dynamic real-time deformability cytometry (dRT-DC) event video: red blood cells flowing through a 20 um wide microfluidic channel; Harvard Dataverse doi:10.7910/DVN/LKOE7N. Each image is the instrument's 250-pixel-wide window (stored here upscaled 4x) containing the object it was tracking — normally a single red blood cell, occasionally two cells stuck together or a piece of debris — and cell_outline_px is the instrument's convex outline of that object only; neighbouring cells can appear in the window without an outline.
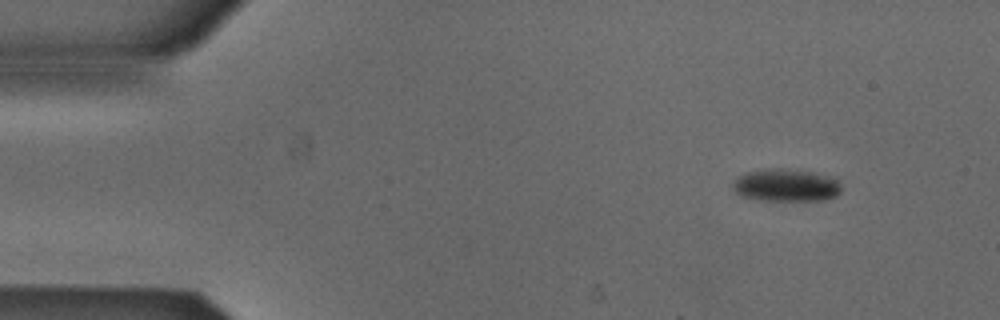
{"species": "Egyptian fruit bat (a non-hibernating species)", "species_latin": "Rousettus aegyptiacus", "temperature_condition": "cold", "stored_images_in_passage": 5, "camera_frame_rate_fps": 3000, "um_per_image_px": 0.085, "animal": {"sex": "male"}, "frame": {"image": 1, "passage_image": 1, "time_ms": 0.0, "image_size_px": [1000, 320], "cell_outline_px": [[840, 192], [836, 196], [820, 200], [764, 200], [744, 196], [736, 192], [732, 184], [736, 176], [748, 172], [764, 168], [780, 168], [812, 172], [832, 176], [840, 184]], "centroid_in_image_um": [66.81, 15.73], "position_along_channel_um": 18.2, "area_um2": 20.46}}
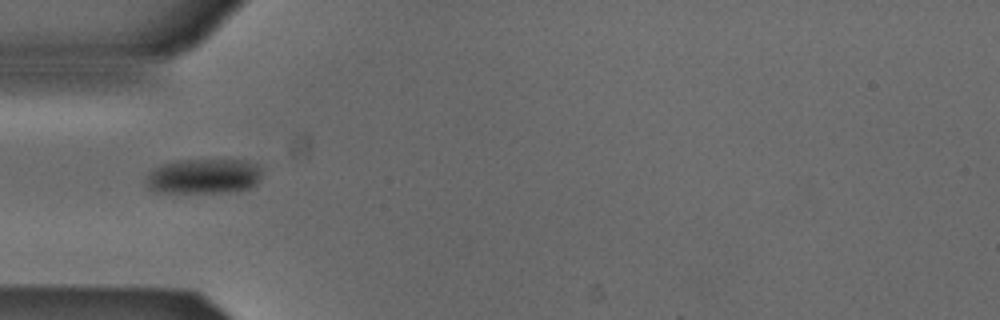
{"frame": {"image": 2, "passage_image": 4, "time_ms": 1.0, "image_size_px": [1000, 320], "cell_outline_px": [[260, 176], [256, 184], [248, 188], [220, 192], [156, 192], [148, 188], [144, 180], [148, 172], [152, 168], [160, 164], [176, 160], [248, 160], [256, 164], [260, 168]], "centroid_in_image_um": [17.23, 14.96], "position_along_channel_um": 67.8, "area_um2": 23.76}}
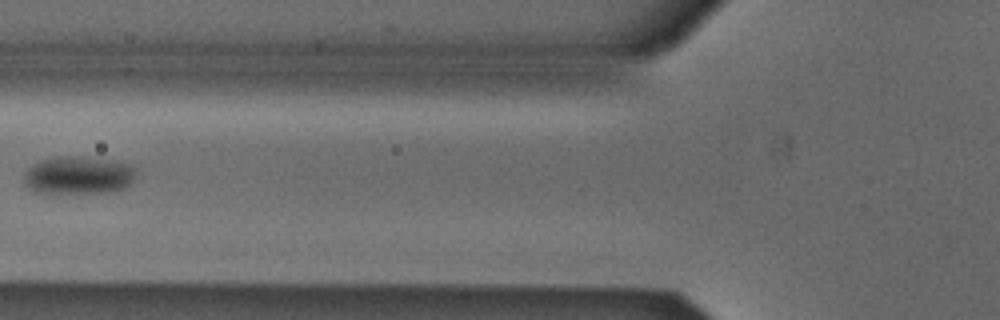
{"frame": {"image": 3, "passage_image": 5, "time_ms": 1.333, "image_size_px": [1000, 320], "cell_outline_px": [[136, 168], [132, 184], [124, 188], [112, 192], [36, 192], [24, 184], [24, 176], [28, 168], [32, 164], [40, 160], [52, 156], [76, 156], [108, 160], [132, 164]], "centroid_in_image_um": [6.68, 14.88], "position_along_channel_um": 119.1, "area_um2": 24.74}}